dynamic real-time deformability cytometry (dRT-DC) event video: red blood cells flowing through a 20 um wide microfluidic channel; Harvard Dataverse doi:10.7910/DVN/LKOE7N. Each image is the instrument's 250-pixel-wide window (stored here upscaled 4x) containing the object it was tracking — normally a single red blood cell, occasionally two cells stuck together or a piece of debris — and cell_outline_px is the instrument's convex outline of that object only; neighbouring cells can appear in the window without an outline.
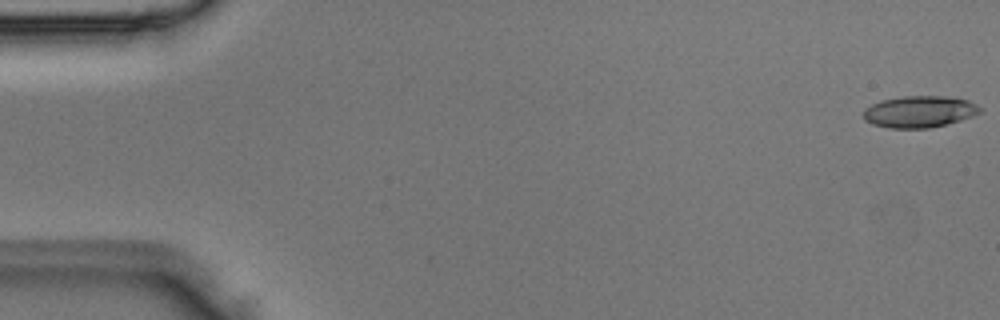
{"species": "Egyptian fruit bat (a non-hibernating species)", "species_latin": "Rousettus aegyptiacus", "temperature_condition": "room temperature", "stored_images_in_passage": 6, "camera_frame_rate_fps": 3000, "um_per_image_px": 0.085, "animal": {"sex": "male"}, "frame": {"image": 1, "passage_image": 1, "time_ms": 0.0, "image_size_px": [1000, 320], "cell_outline_px": [[984, 108], [980, 112], [972, 116], [960, 120], [928, 128], [888, 128], [872, 124], [864, 120], [864, 108], [880, 100], [904, 96], [944, 96], [968, 100]], "centroid_in_image_um": [78.14, 9.49], "position_along_channel_um": 6.9, "area_um2": 21.5}}
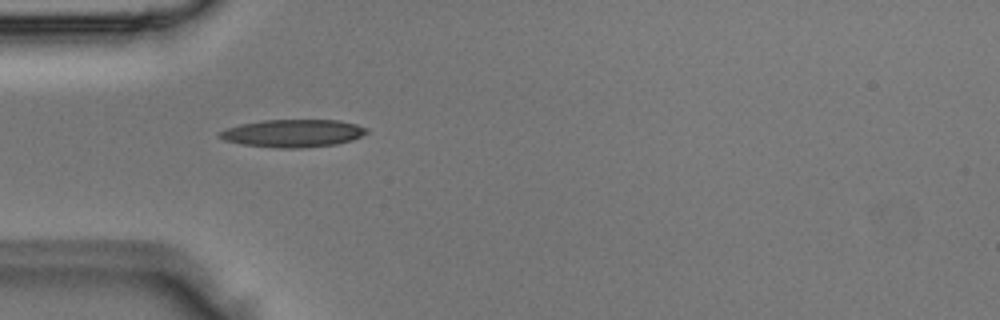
{"frame": {"image": 2, "passage_image": 5, "time_ms": 1.333, "image_size_px": [1000, 320], "cell_outline_px": [[368, 132], [352, 140], [336, 144], [304, 148], [276, 148], [244, 144], [224, 140], [216, 136], [220, 132], [228, 128], [240, 124], [264, 120], [336, 120], [356, 124], [368, 128]], "centroid_in_image_um": [24.91, 11.33], "position_along_channel_um": 60.1, "area_um2": 23.64}}
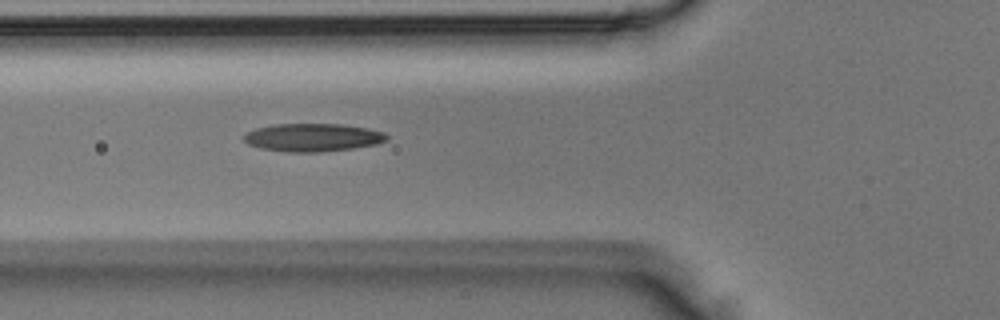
{"frame": {"image": 3, "passage_image": 6, "time_ms": 1.667, "image_size_px": [1000, 320], "cell_outline_px": [[388, 140], [376, 144], [352, 148], [320, 152], [288, 152], [260, 148], [248, 144], [244, 140], [244, 136], [248, 132], [256, 128], [272, 124], [340, 124], [368, 128], [384, 132], [388, 136]], "centroid_in_image_um": [26.59, 11.68], "position_along_channel_um": 99.2, "area_um2": 23.29}}